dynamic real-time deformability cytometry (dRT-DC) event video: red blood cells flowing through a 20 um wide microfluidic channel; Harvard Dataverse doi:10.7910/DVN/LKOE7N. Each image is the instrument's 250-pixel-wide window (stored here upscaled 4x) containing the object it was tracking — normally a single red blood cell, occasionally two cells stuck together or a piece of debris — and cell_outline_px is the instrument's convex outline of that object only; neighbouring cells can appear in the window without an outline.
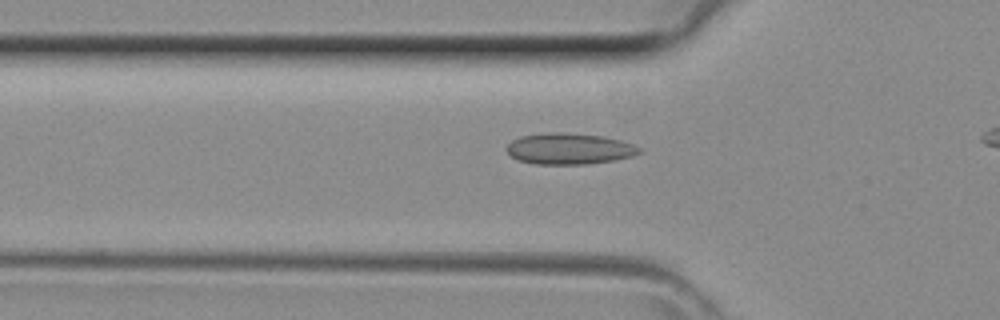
{"species": "common noctule bat (a hibernating species)", "species_latin": "Nyctalus noctula", "temperature_condition": "room temperature", "stored_images_in_passage": 20, "camera_frame_rate_fps": 3000, "um_per_image_px": 0.085, "animal": {"sex": "female", "body_mass_g": 29.2, "forearm_length_mm": 56.3}, "frame": {"image": 1, "passage_image": 4, "time_ms": 1.0, "image_size_px": [1000, 320], "cell_outline_px": [[644, 152], [632, 156], [612, 160], [584, 164], [536, 164], [516, 160], [508, 152], [508, 144], [512, 140], [520, 136], [548, 132], [564, 132], [604, 136], [620, 140], [644, 148]], "centroid_in_image_um": [48.42, 12.63], "position_along_channel_um": 77.4, "area_um2": 24.16}}
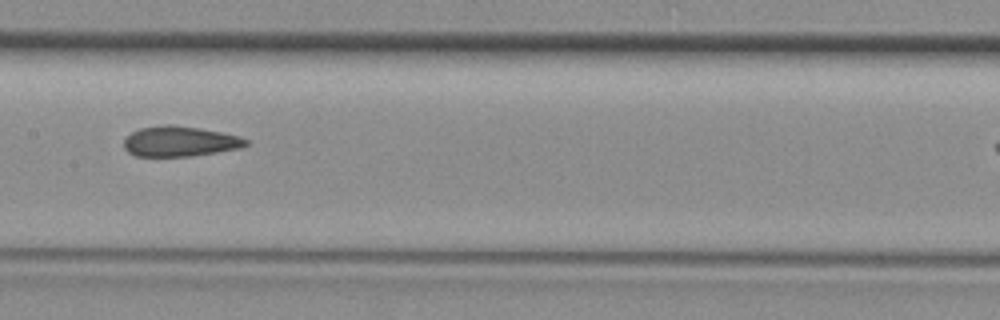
{"frame": {"image": 2, "passage_image": 11, "time_ms": 3.333, "image_size_px": [1000, 320], "cell_outline_px": [[248, 144], [240, 148], [192, 156], [136, 156], [128, 152], [124, 148], [124, 140], [132, 132], [140, 128], [168, 124], [196, 128], [220, 132], [240, 136], [248, 140]], "centroid_in_image_um": [15.28, 12.02], "position_along_channel_um": 192.1, "area_um2": 21.27}}
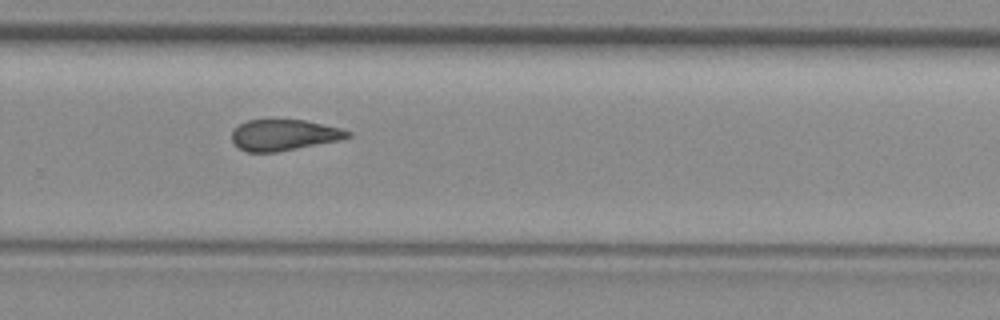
{"frame": {"image": 3, "passage_image": 18, "time_ms": 5.667, "image_size_px": [1000, 320], "cell_outline_px": [[352, 136], [340, 140], [276, 152], [248, 152], [240, 148], [232, 140], [232, 132], [240, 124], [248, 120], [304, 120], [340, 128], [352, 132]], "centroid_in_image_um": [24.16, 11.47], "position_along_channel_um": 305.6, "area_um2": 20.69}}